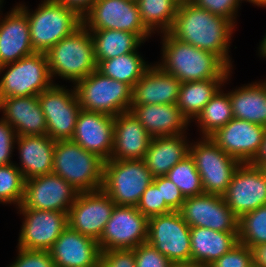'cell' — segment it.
Returning <instances> with one entry per match:
<instances>
[{"label": "cell", "mask_w": 266, "mask_h": 267, "mask_svg": "<svg viewBox=\"0 0 266 267\" xmlns=\"http://www.w3.org/2000/svg\"><path fill=\"white\" fill-rule=\"evenodd\" d=\"M235 25L228 19L210 13L193 2L181 3L169 33L176 39L214 53L231 69L229 47Z\"/></svg>", "instance_id": "1"}, {"label": "cell", "mask_w": 266, "mask_h": 267, "mask_svg": "<svg viewBox=\"0 0 266 267\" xmlns=\"http://www.w3.org/2000/svg\"><path fill=\"white\" fill-rule=\"evenodd\" d=\"M161 62L157 65L181 83L208 79H226L232 70L212 52L174 38L169 32L162 33Z\"/></svg>", "instance_id": "2"}, {"label": "cell", "mask_w": 266, "mask_h": 267, "mask_svg": "<svg viewBox=\"0 0 266 267\" xmlns=\"http://www.w3.org/2000/svg\"><path fill=\"white\" fill-rule=\"evenodd\" d=\"M45 54L52 81L58 76L74 85L97 70L93 39L83 24Z\"/></svg>", "instance_id": "3"}, {"label": "cell", "mask_w": 266, "mask_h": 267, "mask_svg": "<svg viewBox=\"0 0 266 267\" xmlns=\"http://www.w3.org/2000/svg\"><path fill=\"white\" fill-rule=\"evenodd\" d=\"M105 160L71 139L56 140L52 173L79 192L102 189Z\"/></svg>", "instance_id": "4"}, {"label": "cell", "mask_w": 266, "mask_h": 267, "mask_svg": "<svg viewBox=\"0 0 266 267\" xmlns=\"http://www.w3.org/2000/svg\"><path fill=\"white\" fill-rule=\"evenodd\" d=\"M17 5L27 15L35 52L46 53L83 24L82 17L56 0H43L32 12L24 3Z\"/></svg>", "instance_id": "5"}, {"label": "cell", "mask_w": 266, "mask_h": 267, "mask_svg": "<svg viewBox=\"0 0 266 267\" xmlns=\"http://www.w3.org/2000/svg\"><path fill=\"white\" fill-rule=\"evenodd\" d=\"M74 85L82 110L113 117L130 111L133 89L126 83L106 77L96 70Z\"/></svg>", "instance_id": "6"}, {"label": "cell", "mask_w": 266, "mask_h": 267, "mask_svg": "<svg viewBox=\"0 0 266 267\" xmlns=\"http://www.w3.org/2000/svg\"><path fill=\"white\" fill-rule=\"evenodd\" d=\"M143 159L106 160L102 190L115 205L137 206L142 193L153 182Z\"/></svg>", "instance_id": "7"}, {"label": "cell", "mask_w": 266, "mask_h": 267, "mask_svg": "<svg viewBox=\"0 0 266 267\" xmlns=\"http://www.w3.org/2000/svg\"><path fill=\"white\" fill-rule=\"evenodd\" d=\"M6 71V72H3ZM0 99L38 96L50 88L52 81L45 53L34 52L0 67Z\"/></svg>", "instance_id": "8"}, {"label": "cell", "mask_w": 266, "mask_h": 267, "mask_svg": "<svg viewBox=\"0 0 266 267\" xmlns=\"http://www.w3.org/2000/svg\"><path fill=\"white\" fill-rule=\"evenodd\" d=\"M190 156L194 159L201 177L204 193L223 195L241 164L236 158L225 153L209 137L190 144Z\"/></svg>", "instance_id": "9"}, {"label": "cell", "mask_w": 266, "mask_h": 267, "mask_svg": "<svg viewBox=\"0 0 266 267\" xmlns=\"http://www.w3.org/2000/svg\"><path fill=\"white\" fill-rule=\"evenodd\" d=\"M146 242L173 265L191 263L190 226L179 211L148 218Z\"/></svg>", "instance_id": "10"}, {"label": "cell", "mask_w": 266, "mask_h": 267, "mask_svg": "<svg viewBox=\"0 0 266 267\" xmlns=\"http://www.w3.org/2000/svg\"><path fill=\"white\" fill-rule=\"evenodd\" d=\"M89 30H120L137 34L146 42L152 33L144 26L135 0H95L82 18Z\"/></svg>", "instance_id": "11"}, {"label": "cell", "mask_w": 266, "mask_h": 267, "mask_svg": "<svg viewBox=\"0 0 266 267\" xmlns=\"http://www.w3.org/2000/svg\"><path fill=\"white\" fill-rule=\"evenodd\" d=\"M38 101L45 115L47 135L53 140L71 139L81 110L74 85L69 90L54 83L38 95Z\"/></svg>", "instance_id": "12"}, {"label": "cell", "mask_w": 266, "mask_h": 267, "mask_svg": "<svg viewBox=\"0 0 266 267\" xmlns=\"http://www.w3.org/2000/svg\"><path fill=\"white\" fill-rule=\"evenodd\" d=\"M148 218L135 206L115 205L98 241L101 251L134 249L147 241Z\"/></svg>", "instance_id": "13"}, {"label": "cell", "mask_w": 266, "mask_h": 267, "mask_svg": "<svg viewBox=\"0 0 266 267\" xmlns=\"http://www.w3.org/2000/svg\"><path fill=\"white\" fill-rule=\"evenodd\" d=\"M80 192L53 173L25 181L24 197L17 209L52 210L68 213Z\"/></svg>", "instance_id": "14"}, {"label": "cell", "mask_w": 266, "mask_h": 267, "mask_svg": "<svg viewBox=\"0 0 266 267\" xmlns=\"http://www.w3.org/2000/svg\"><path fill=\"white\" fill-rule=\"evenodd\" d=\"M115 203L102 190L80 192L67 213L68 227L99 241Z\"/></svg>", "instance_id": "15"}, {"label": "cell", "mask_w": 266, "mask_h": 267, "mask_svg": "<svg viewBox=\"0 0 266 267\" xmlns=\"http://www.w3.org/2000/svg\"><path fill=\"white\" fill-rule=\"evenodd\" d=\"M23 217L18 238L19 248L49 251L67 228V213L52 210L18 209Z\"/></svg>", "instance_id": "16"}, {"label": "cell", "mask_w": 266, "mask_h": 267, "mask_svg": "<svg viewBox=\"0 0 266 267\" xmlns=\"http://www.w3.org/2000/svg\"><path fill=\"white\" fill-rule=\"evenodd\" d=\"M231 211L240 218L266 205V176L260 167L241 163L222 195Z\"/></svg>", "instance_id": "17"}, {"label": "cell", "mask_w": 266, "mask_h": 267, "mask_svg": "<svg viewBox=\"0 0 266 267\" xmlns=\"http://www.w3.org/2000/svg\"><path fill=\"white\" fill-rule=\"evenodd\" d=\"M179 212L190 227L238 232L239 218L225 203L222 195L203 193L188 197Z\"/></svg>", "instance_id": "18"}, {"label": "cell", "mask_w": 266, "mask_h": 267, "mask_svg": "<svg viewBox=\"0 0 266 267\" xmlns=\"http://www.w3.org/2000/svg\"><path fill=\"white\" fill-rule=\"evenodd\" d=\"M264 132V126L233 118L209 138L241 163H251L260 150Z\"/></svg>", "instance_id": "19"}, {"label": "cell", "mask_w": 266, "mask_h": 267, "mask_svg": "<svg viewBox=\"0 0 266 267\" xmlns=\"http://www.w3.org/2000/svg\"><path fill=\"white\" fill-rule=\"evenodd\" d=\"M114 117L80 110L72 141L83 149L109 160L113 150Z\"/></svg>", "instance_id": "20"}, {"label": "cell", "mask_w": 266, "mask_h": 267, "mask_svg": "<svg viewBox=\"0 0 266 267\" xmlns=\"http://www.w3.org/2000/svg\"><path fill=\"white\" fill-rule=\"evenodd\" d=\"M49 252L56 267H99L102 251L96 240L67 226Z\"/></svg>", "instance_id": "21"}, {"label": "cell", "mask_w": 266, "mask_h": 267, "mask_svg": "<svg viewBox=\"0 0 266 267\" xmlns=\"http://www.w3.org/2000/svg\"><path fill=\"white\" fill-rule=\"evenodd\" d=\"M2 6H0V67L35 52L31 45L26 13L15 5L1 17Z\"/></svg>", "instance_id": "22"}, {"label": "cell", "mask_w": 266, "mask_h": 267, "mask_svg": "<svg viewBox=\"0 0 266 267\" xmlns=\"http://www.w3.org/2000/svg\"><path fill=\"white\" fill-rule=\"evenodd\" d=\"M1 111H3L2 118L13 127L17 136L47 134V123L38 96L2 98Z\"/></svg>", "instance_id": "23"}, {"label": "cell", "mask_w": 266, "mask_h": 267, "mask_svg": "<svg viewBox=\"0 0 266 267\" xmlns=\"http://www.w3.org/2000/svg\"><path fill=\"white\" fill-rule=\"evenodd\" d=\"M152 136L131 111L114 117L112 160L143 159Z\"/></svg>", "instance_id": "24"}, {"label": "cell", "mask_w": 266, "mask_h": 267, "mask_svg": "<svg viewBox=\"0 0 266 267\" xmlns=\"http://www.w3.org/2000/svg\"><path fill=\"white\" fill-rule=\"evenodd\" d=\"M181 82L156 63L134 85L132 105L176 104Z\"/></svg>", "instance_id": "25"}, {"label": "cell", "mask_w": 266, "mask_h": 267, "mask_svg": "<svg viewBox=\"0 0 266 267\" xmlns=\"http://www.w3.org/2000/svg\"><path fill=\"white\" fill-rule=\"evenodd\" d=\"M130 111L152 137L185 134L190 124L176 104L131 105Z\"/></svg>", "instance_id": "26"}, {"label": "cell", "mask_w": 266, "mask_h": 267, "mask_svg": "<svg viewBox=\"0 0 266 267\" xmlns=\"http://www.w3.org/2000/svg\"><path fill=\"white\" fill-rule=\"evenodd\" d=\"M56 140L47 134L42 136H17L19 153V165L16 167L21 171L25 180L30 178L51 174L53 169L54 147Z\"/></svg>", "instance_id": "27"}, {"label": "cell", "mask_w": 266, "mask_h": 267, "mask_svg": "<svg viewBox=\"0 0 266 267\" xmlns=\"http://www.w3.org/2000/svg\"><path fill=\"white\" fill-rule=\"evenodd\" d=\"M187 135L152 137L143 161L153 177L166 176L178 163L190 155Z\"/></svg>", "instance_id": "28"}, {"label": "cell", "mask_w": 266, "mask_h": 267, "mask_svg": "<svg viewBox=\"0 0 266 267\" xmlns=\"http://www.w3.org/2000/svg\"><path fill=\"white\" fill-rule=\"evenodd\" d=\"M191 262L211 265L238 242V232H220L206 227H190Z\"/></svg>", "instance_id": "29"}, {"label": "cell", "mask_w": 266, "mask_h": 267, "mask_svg": "<svg viewBox=\"0 0 266 267\" xmlns=\"http://www.w3.org/2000/svg\"><path fill=\"white\" fill-rule=\"evenodd\" d=\"M233 117L266 127V79L229 92Z\"/></svg>", "instance_id": "30"}, {"label": "cell", "mask_w": 266, "mask_h": 267, "mask_svg": "<svg viewBox=\"0 0 266 267\" xmlns=\"http://www.w3.org/2000/svg\"><path fill=\"white\" fill-rule=\"evenodd\" d=\"M182 82L176 106L189 123L199 115L204 106L217 94L230 78ZM192 121V122H191Z\"/></svg>", "instance_id": "31"}, {"label": "cell", "mask_w": 266, "mask_h": 267, "mask_svg": "<svg viewBox=\"0 0 266 267\" xmlns=\"http://www.w3.org/2000/svg\"><path fill=\"white\" fill-rule=\"evenodd\" d=\"M93 39L95 59L97 64L119 55L135 52L144 41L131 32L120 30H94L90 31Z\"/></svg>", "instance_id": "32"}, {"label": "cell", "mask_w": 266, "mask_h": 267, "mask_svg": "<svg viewBox=\"0 0 266 267\" xmlns=\"http://www.w3.org/2000/svg\"><path fill=\"white\" fill-rule=\"evenodd\" d=\"M138 53L139 51H135L100 61L97 64V71L106 77L126 83L133 89L134 85L152 65L151 63L148 64Z\"/></svg>", "instance_id": "33"}, {"label": "cell", "mask_w": 266, "mask_h": 267, "mask_svg": "<svg viewBox=\"0 0 266 267\" xmlns=\"http://www.w3.org/2000/svg\"><path fill=\"white\" fill-rule=\"evenodd\" d=\"M136 2L141 20L151 33L157 31L162 34L170 31L179 6L176 0H137Z\"/></svg>", "instance_id": "34"}, {"label": "cell", "mask_w": 266, "mask_h": 267, "mask_svg": "<svg viewBox=\"0 0 266 267\" xmlns=\"http://www.w3.org/2000/svg\"><path fill=\"white\" fill-rule=\"evenodd\" d=\"M220 89L204 106L199 115L194 119L200 128L202 137H209L218 128L225 126L233 119L231 101L228 93ZM197 121V122H196Z\"/></svg>", "instance_id": "35"}, {"label": "cell", "mask_w": 266, "mask_h": 267, "mask_svg": "<svg viewBox=\"0 0 266 267\" xmlns=\"http://www.w3.org/2000/svg\"><path fill=\"white\" fill-rule=\"evenodd\" d=\"M239 243L253 249L266 243V207L245 213L238 222Z\"/></svg>", "instance_id": "36"}, {"label": "cell", "mask_w": 266, "mask_h": 267, "mask_svg": "<svg viewBox=\"0 0 266 267\" xmlns=\"http://www.w3.org/2000/svg\"><path fill=\"white\" fill-rule=\"evenodd\" d=\"M166 176L179 188L185 198L204 193L201 177L190 155L178 162Z\"/></svg>", "instance_id": "37"}, {"label": "cell", "mask_w": 266, "mask_h": 267, "mask_svg": "<svg viewBox=\"0 0 266 267\" xmlns=\"http://www.w3.org/2000/svg\"><path fill=\"white\" fill-rule=\"evenodd\" d=\"M25 181L15 163L0 166V204L19 207L24 197Z\"/></svg>", "instance_id": "38"}, {"label": "cell", "mask_w": 266, "mask_h": 267, "mask_svg": "<svg viewBox=\"0 0 266 267\" xmlns=\"http://www.w3.org/2000/svg\"><path fill=\"white\" fill-rule=\"evenodd\" d=\"M136 207L147 218L173 212L162 199L161 187H157L153 182L142 193Z\"/></svg>", "instance_id": "39"}, {"label": "cell", "mask_w": 266, "mask_h": 267, "mask_svg": "<svg viewBox=\"0 0 266 267\" xmlns=\"http://www.w3.org/2000/svg\"><path fill=\"white\" fill-rule=\"evenodd\" d=\"M211 267H254L253 250L237 243L231 250L214 261Z\"/></svg>", "instance_id": "40"}, {"label": "cell", "mask_w": 266, "mask_h": 267, "mask_svg": "<svg viewBox=\"0 0 266 267\" xmlns=\"http://www.w3.org/2000/svg\"><path fill=\"white\" fill-rule=\"evenodd\" d=\"M198 7L230 20L235 26L240 0H193Z\"/></svg>", "instance_id": "41"}, {"label": "cell", "mask_w": 266, "mask_h": 267, "mask_svg": "<svg viewBox=\"0 0 266 267\" xmlns=\"http://www.w3.org/2000/svg\"><path fill=\"white\" fill-rule=\"evenodd\" d=\"M133 250L136 267H174L168 258L147 242Z\"/></svg>", "instance_id": "42"}, {"label": "cell", "mask_w": 266, "mask_h": 267, "mask_svg": "<svg viewBox=\"0 0 266 267\" xmlns=\"http://www.w3.org/2000/svg\"><path fill=\"white\" fill-rule=\"evenodd\" d=\"M17 249V258L7 267H56L49 251Z\"/></svg>", "instance_id": "43"}, {"label": "cell", "mask_w": 266, "mask_h": 267, "mask_svg": "<svg viewBox=\"0 0 266 267\" xmlns=\"http://www.w3.org/2000/svg\"><path fill=\"white\" fill-rule=\"evenodd\" d=\"M153 183L161 187V195L165 203L173 211H179L186 199L179 188L167 176L155 177Z\"/></svg>", "instance_id": "44"}, {"label": "cell", "mask_w": 266, "mask_h": 267, "mask_svg": "<svg viewBox=\"0 0 266 267\" xmlns=\"http://www.w3.org/2000/svg\"><path fill=\"white\" fill-rule=\"evenodd\" d=\"M99 267H136L133 249H111L102 251Z\"/></svg>", "instance_id": "45"}, {"label": "cell", "mask_w": 266, "mask_h": 267, "mask_svg": "<svg viewBox=\"0 0 266 267\" xmlns=\"http://www.w3.org/2000/svg\"><path fill=\"white\" fill-rule=\"evenodd\" d=\"M16 138L13 127L6 120L0 118V166L13 163L11 158Z\"/></svg>", "instance_id": "46"}, {"label": "cell", "mask_w": 266, "mask_h": 267, "mask_svg": "<svg viewBox=\"0 0 266 267\" xmlns=\"http://www.w3.org/2000/svg\"><path fill=\"white\" fill-rule=\"evenodd\" d=\"M67 8L75 11L80 17H84L91 9L95 0H56Z\"/></svg>", "instance_id": "47"}, {"label": "cell", "mask_w": 266, "mask_h": 267, "mask_svg": "<svg viewBox=\"0 0 266 267\" xmlns=\"http://www.w3.org/2000/svg\"><path fill=\"white\" fill-rule=\"evenodd\" d=\"M254 267H266V243L253 249Z\"/></svg>", "instance_id": "48"}, {"label": "cell", "mask_w": 266, "mask_h": 267, "mask_svg": "<svg viewBox=\"0 0 266 267\" xmlns=\"http://www.w3.org/2000/svg\"><path fill=\"white\" fill-rule=\"evenodd\" d=\"M265 163H266V127L260 150L257 156L254 158V160L251 162V164L256 167H261Z\"/></svg>", "instance_id": "49"}, {"label": "cell", "mask_w": 266, "mask_h": 267, "mask_svg": "<svg viewBox=\"0 0 266 267\" xmlns=\"http://www.w3.org/2000/svg\"><path fill=\"white\" fill-rule=\"evenodd\" d=\"M263 40L260 42V46H259V55L260 57H264L266 58V34L264 36V38H262Z\"/></svg>", "instance_id": "50"}, {"label": "cell", "mask_w": 266, "mask_h": 267, "mask_svg": "<svg viewBox=\"0 0 266 267\" xmlns=\"http://www.w3.org/2000/svg\"><path fill=\"white\" fill-rule=\"evenodd\" d=\"M174 267H211L207 264H201V263H184V264H177L174 265Z\"/></svg>", "instance_id": "51"}, {"label": "cell", "mask_w": 266, "mask_h": 267, "mask_svg": "<svg viewBox=\"0 0 266 267\" xmlns=\"http://www.w3.org/2000/svg\"><path fill=\"white\" fill-rule=\"evenodd\" d=\"M241 3L242 1H247L249 3H253L254 5L258 6V7H266V0H240Z\"/></svg>", "instance_id": "52"}, {"label": "cell", "mask_w": 266, "mask_h": 267, "mask_svg": "<svg viewBox=\"0 0 266 267\" xmlns=\"http://www.w3.org/2000/svg\"><path fill=\"white\" fill-rule=\"evenodd\" d=\"M179 4L185 3V2H192L193 0H176Z\"/></svg>", "instance_id": "53"}, {"label": "cell", "mask_w": 266, "mask_h": 267, "mask_svg": "<svg viewBox=\"0 0 266 267\" xmlns=\"http://www.w3.org/2000/svg\"><path fill=\"white\" fill-rule=\"evenodd\" d=\"M262 171L264 172L265 176H266V163L263 164L261 167Z\"/></svg>", "instance_id": "54"}]
</instances>
